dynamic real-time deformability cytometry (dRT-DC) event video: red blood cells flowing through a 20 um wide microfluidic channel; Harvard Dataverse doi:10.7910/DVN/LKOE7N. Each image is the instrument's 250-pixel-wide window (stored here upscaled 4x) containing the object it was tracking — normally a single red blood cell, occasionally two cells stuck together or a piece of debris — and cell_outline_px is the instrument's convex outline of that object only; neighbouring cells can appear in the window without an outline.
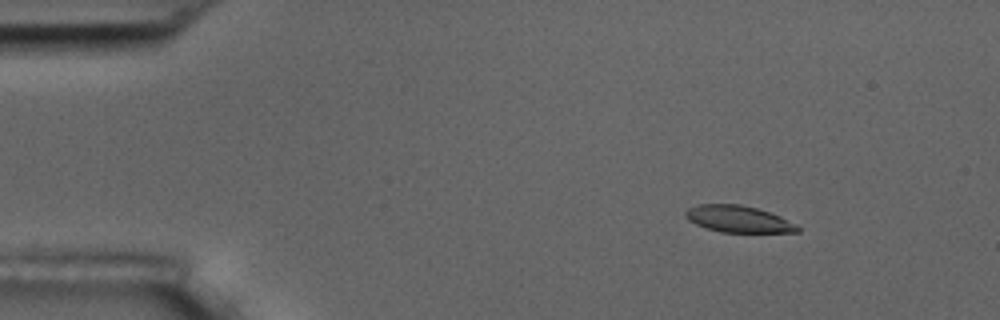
{"species": "common noctule bat (a hibernating species)", "species_latin": "Nyctalus noctula", "temperature_condition": "room temperature", "stored_images_in_passage": 6, "camera_frame_rate_fps": 3000, "um_per_image_px": 0.085, "animal": {"sex": "male", "body_mass_g": 17.5, "forearm_length_mm": 52.3}, "frame": {"image": 1, "passage_image": 3, "time_ms": 2.333, "image_size_px": [1000, 320], "cell_outline_px": [[800, 232], [720, 232], [696, 224], [688, 220], [684, 216], [684, 212], [688, 208], [700, 204], [740, 204], [756, 208], [780, 216], [796, 224], [800, 228]], "centroid_in_image_um": [62.75, 18.61], "position_along_channel_um": 22.3, "area_um2": 17.34}}
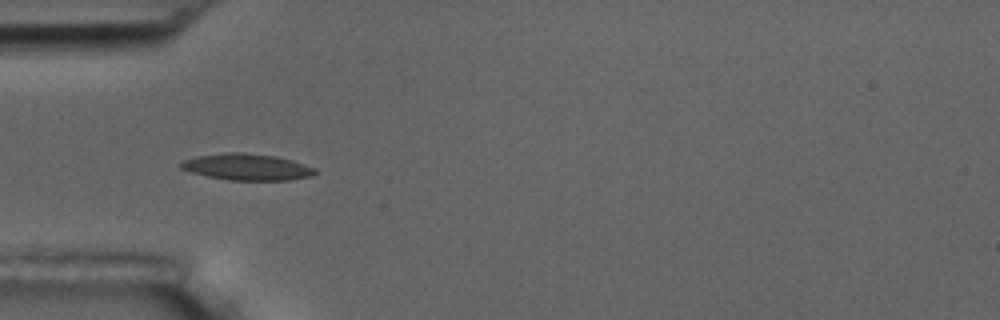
{"frame": {"image": 2, "passage_image": 5, "time_ms": 5.667, "image_size_px": [1000, 320], "cell_outline_px": [[316, 172], [312, 176], [288, 180], [228, 180], [208, 176], [192, 172], [180, 168], [176, 164], [184, 160], [196, 156], [228, 152], [240, 152], [276, 156], [292, 160], [316, 168]], "centroid_in_image_um": [20.97, 14.19], "position_along_channel_um": 64.0, "area_um2": 20.69}}